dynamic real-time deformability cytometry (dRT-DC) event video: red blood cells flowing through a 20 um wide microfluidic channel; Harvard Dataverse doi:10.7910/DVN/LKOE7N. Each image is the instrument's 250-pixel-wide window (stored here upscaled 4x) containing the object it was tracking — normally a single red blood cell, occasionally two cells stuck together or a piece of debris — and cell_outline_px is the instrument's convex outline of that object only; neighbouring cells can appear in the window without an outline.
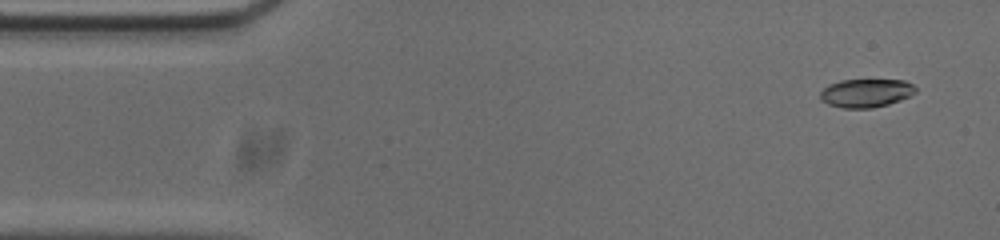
{"species": "common noctule bat (a hibernating species)", "species_latin": "Nyctalus noctula", "temperature_condition": "cold", "stored_images_in_passage": 54, "camera_frame_rate_fps": 3000, "um_per_image_px": 0.085, "animal": {"sex": "male", "body_mass_g": 20.0, "forearm_length_mm": 53.3}, "frame": {"image": 1, "passage_image": 3, "time_ms": 0.667, "image_size_px": [1000, 240], "cell_outline_px": [[916, 92], [900, 100], [888, 104], [872, 108], [844, 108], [828, 104], [820, 100], [820, 92], [828, 84], [840, 80], [904, 80], [912, 84], [916, 88]], "centroid_in_image_um": [73.58, 7.9], "position_along_channel_um": 11.4, "area_um2": 15.78}}
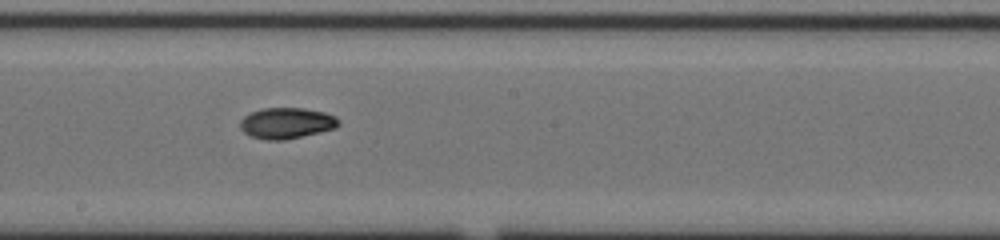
{"frame": {"image": 2, "passage_image": 28, "time_ms": 9.0, "image_size_px": [1000, 240], "cell_outline_px": [[340, 124], [336, 128], [320, 132], [284, 140], [268, 140], [248, 136], [240, 128], [240, 120], [244, 116], [260, 108], [304, 108], [324, 112], [336, 116], [340, 120]], "centroid_in_image_um": [24.36, 10.46], "position_along_channel_um": 223.8, "area_um2": 17.92}}
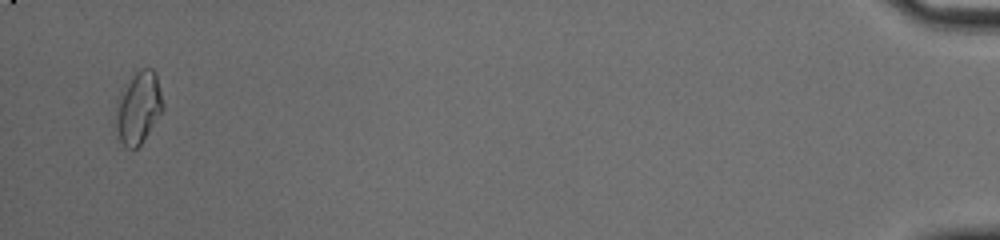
{"frame": {"image": 3, "passage_image": 52, "time_ms": 17.0, "image_size_px": [1000, 240], "cell_outline_px": [[164, 108], [140, 144], [136, 148], [128, 148], [120, 140], [116, 128], [116, 100], [120, 88], [136, 72], [144, 68], [152, 68], [156, 72], [164, 104]], "centroid_in_image_um": [11.75, 9.09], "position_along_channel_um": 423.4, "area_um2": 19.77}, "authors_computed_cell_mechanics": {"area_um2": 17.3111, "velocity_mm_per_s": 3.7137, "shape_relaxation_time_tau1_ms": 8.0331, "shape_relaxation_time_tau2_ms": 5.0474, "deformation_change_tau1": 0.1795, "deformation_change_tau2": 0.0784}}